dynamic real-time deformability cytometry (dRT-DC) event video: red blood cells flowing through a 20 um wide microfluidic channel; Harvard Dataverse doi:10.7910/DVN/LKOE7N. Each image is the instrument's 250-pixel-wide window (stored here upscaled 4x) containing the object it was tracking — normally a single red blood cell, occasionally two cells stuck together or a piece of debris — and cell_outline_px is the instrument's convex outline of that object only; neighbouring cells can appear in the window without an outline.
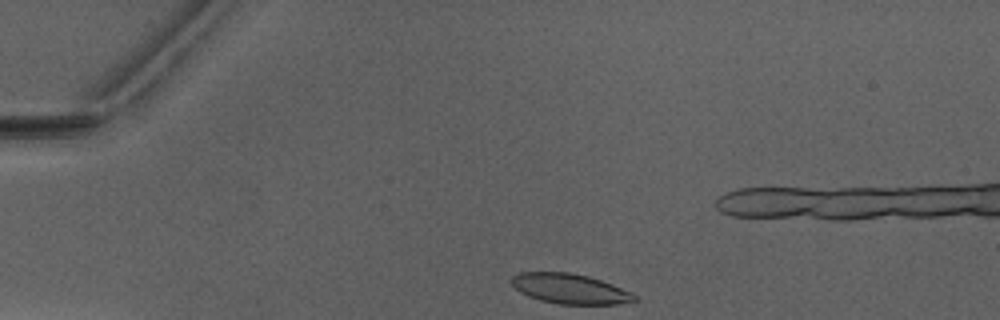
{"species": "Egyptian fruit bat (a non-hibernating species)", "species_latin": "Rousettus aegyptiacus", "temperature_condition": "warm", "stored_images_in_passage": 31, "camera_frame_rate_fps": 3000, "um_per_image_px": 0.085, "animal": {"sex": "male"}, "frame": {"image": 1, "passage_image": 1, "time_ms": 0.0, "image_size_px": [1000, 320], "cell_outline_px": [[640, 300], [632, 304], [560, 304], [540, 300], [528, 296], [520, 292], [512, 284], [512, 276], [520, 272], [572, 272], [588, 276], [612, 284], [632, 292]], "centroid_in_image_um": [48.52, 24.55], "position_along_channel_um": 36.5, "area_um2": 21.73}}
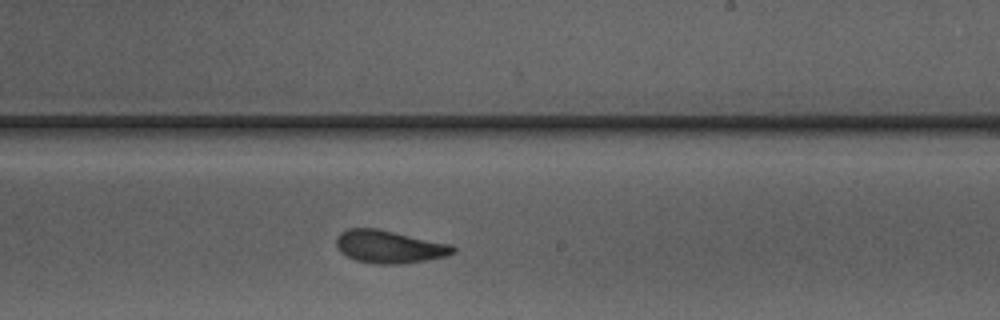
{"frame": {"image": 2, "passage_image": 21, "time_ms": 6.667, "image_size_px": [1000, 320], "cell_outline_px": [[456, 252], [448, 256], [404, 264], [376, 264], [356, 260], [340, 252], [336, 244], [336, 236], [340, 232], [348, 228], [380, 228], [452, 244], [456, 248]], "centroid_in_image_um": [33.12, 20.96], "position_along_channel_um": 255.9, "area_um2": 22.72}}
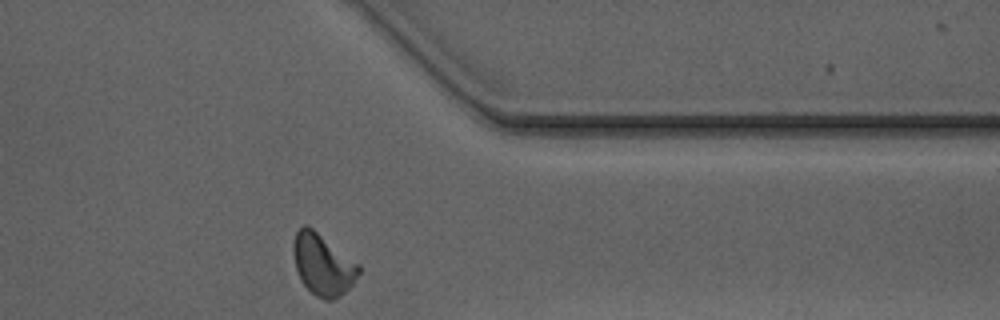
{"frame": {"image": 3, "passage_image": 31, "time_ms": 10.0, "image_size_px": [1000, 320], "cell_outline_px": [[360, 272], [352, 284], [340, 296], [332, 300], [324, 300], [316, 296], [300, 280], [296, 268], [292, 252], [292, 244], [296, 232], [304, 224], [308, 224], [360, 264]], "centroid_in_image_um": [27.43, 22.46], "position_along_channel_um": 384.0, "area_um2": 23.52}, "authors_computed_cell_mechanics": {"area_um2": 22.1952, "velocity_mm_per_s": 4.0653, "shape_relaxation_time_tau1_ms": 4.3522, "shape_relaxation_time_tau2_ms": 1.7589, "deformation_change_tau1": 0.147, "deformation_change_tau2": 0.0796}}